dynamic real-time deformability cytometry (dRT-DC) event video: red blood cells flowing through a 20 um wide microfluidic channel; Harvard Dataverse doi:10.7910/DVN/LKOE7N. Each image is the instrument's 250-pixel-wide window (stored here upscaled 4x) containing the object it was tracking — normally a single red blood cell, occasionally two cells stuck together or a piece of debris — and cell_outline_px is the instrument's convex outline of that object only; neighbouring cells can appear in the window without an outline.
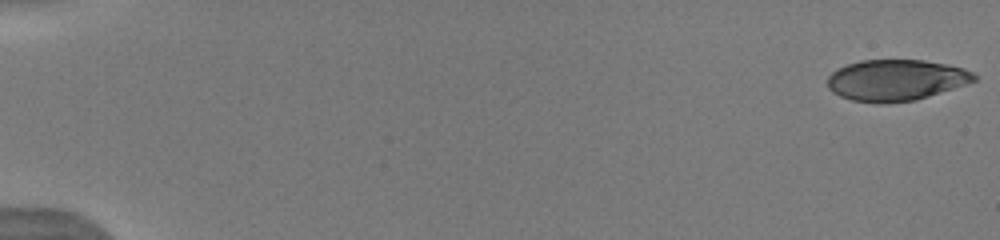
{"species": "human", "species_latin": "Homo sapiens", "temperature_condition": "warm", "stored_images_in_passage": 52, "camera_frame_rate_fps": 3000, "um_per_image_px": 0.085, "donor": {"sex": "male"}, "frame": {"image": 1, "passage_image": 1, "time_ms": 0.0, "image_size_px": [1000, 240], "cell_outline_px": [[976, 80], [916, 100], [852, 100], [840, 96], [832, 92], [828, 88], [828, 76], [836, 68], [860, 60], [924, 60], [948, 64], [964, 68], [972, 72], [976, 76]], "centroid_in_image_um": [76.15, 6.76], "position_along_channel_um": 8.9, "area_um2": 34.22}}
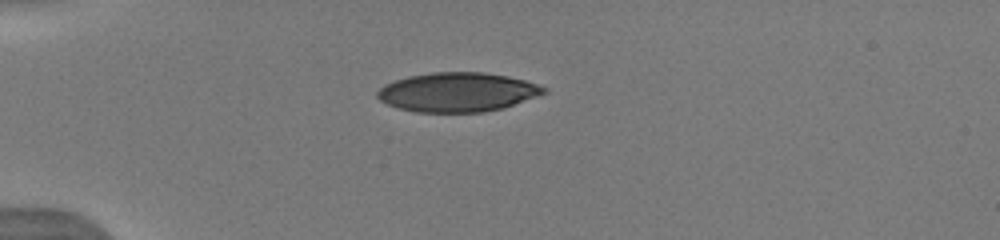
{"frame": {"image": 2, "passage_image": 19, "time_ms": 4.667, "image_size_px": [1000, 240], "cell_outline_px": [[548, 92], [504, 108], [480, 112], [416, 112], [400, 108], [388, 104], [380, 100], [376, 96], [376, 92], [384, 84], [408, 76], [432, 72], [484, 72], [508, 76], [524, 80], [548, 88]], "centroid_in_image_um": [38.89, 7.83], "position_along_channel_um": 46.1, "area_um2": 38.03}}
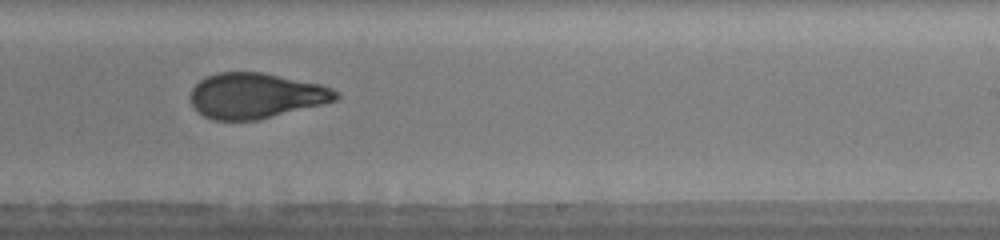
{"frame": {"image": 3, "passage_image": 40, "time_ms": 11.0, "image_size_px": [1000, 240], "cell_outline_px": [[340, 96], [336, 100], [328, 104], [256, 120], [212, 120], [196, 112], [188, 100], [192, 88], [200, 80], [216, 72], [260, 72], [320, 84], [332, 88], [340, 92]], "centroid_in_image_um": [21.74, 8.15], "position_along_channel_um": 267.3, "area_um2": 38.96}, "authors_computed_cell_mechanics": {"area_um2": 38.2347, "velocity_mm_per_s": 4.0047, "shape_relaxation_time_tau1_ms": 6.7685, "shape_relaxation_time_tau2_ms": 1.4139, "deformation_change_tau1": 0.2282, "deformation_change_tau2": 0.083}}